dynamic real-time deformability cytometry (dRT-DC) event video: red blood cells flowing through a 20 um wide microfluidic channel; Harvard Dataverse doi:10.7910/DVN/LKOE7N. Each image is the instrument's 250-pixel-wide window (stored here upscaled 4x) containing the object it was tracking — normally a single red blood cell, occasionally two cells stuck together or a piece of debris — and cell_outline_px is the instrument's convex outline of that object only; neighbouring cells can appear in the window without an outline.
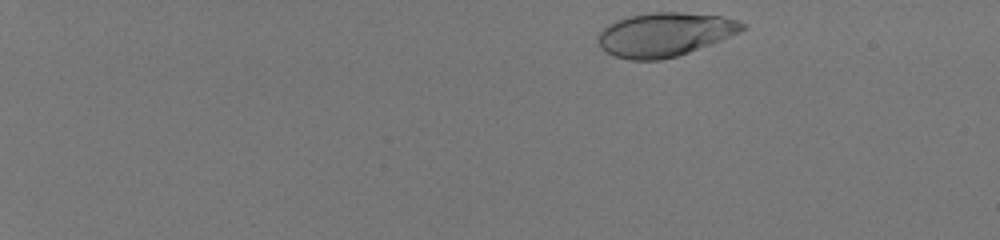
{"species": "human", "species_latin": "Homo sapiens", "temperature_condition": "room temperature", "stored_images_in_passage": 48, "camera_frame_rate_fps": 3000, "um_per_image_px": 0.085, "donor": {"sex": "male"}, "frame": {"image": 1, "passage_image": 2, "time_ms": 0.333, "image_size_px": [1000, 240], "cell_outline_px": [[748, 28], [740, 32], [720, 40], [688, 52], [676, 56], [660, 60], [632, 60], [612, 56], [600, 48], [596, 40], [596, 36], [608, 24], [616, 20], [628, 16], [652, 12], [680, 12], [720, 16], [736, 20], [748, 24]], "centroid_in_image_um": [56.46, 2.93], "position_along_channel_um": 28.5, "area_um2": 36.93}}
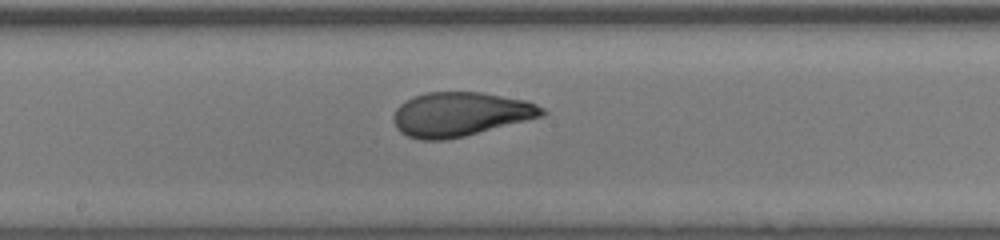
{"frame": {"image": 2, "passage_image": 28, "time_ms": 9.0, "image_size_px": [1000, 240], "cell_outline_px": [[548, 112], [544, 116], [464, 136], [444, 140], [420, 140], [408, 136], [400, 132], [396, 128], [392, 120], [392, 116], [396, 108], [400, 104], [416, 96], [428, 92], [480, 92], [528, 100], [544, 108]], "centroid_in_image_um": [39.14, 9.71], "position_along_channel_um": 209.1, "area_um2": 38.32}}
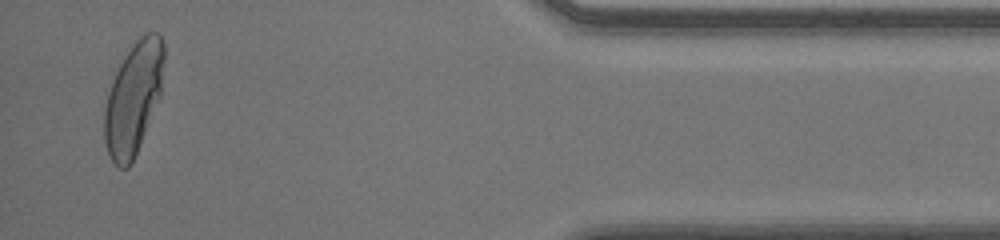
{"frame": {"image": 3, "passage_image": 47, "time_ms": 15.333, "image_size_px": [1000, 240], "cell_outline_px": [[164, 60], [160, 96], [132, 164], [128, 168], [120, 168], [108, 156], [104, 140], [104, 108], [108, 92], [112, 80], [124, 56], [132, 44], [140, 36], [148, 32], [160, 32], [164, 44]], "centroid_in_image_um": [11.34, 8.34], "position_along_channel_um": 423.9, "area_um2": 39.07}, "authors_computed_cell_mechanics": {"area_um2": 37.6567, "velocity_mm_per_s": 4.0394, "shape_relaxation_time_tau1_ms": 8.0341, "shape_relaxation_time_tau2_ms": null, "deformation_change_tau1": 0.304, "deformation_change_tau2": null}}